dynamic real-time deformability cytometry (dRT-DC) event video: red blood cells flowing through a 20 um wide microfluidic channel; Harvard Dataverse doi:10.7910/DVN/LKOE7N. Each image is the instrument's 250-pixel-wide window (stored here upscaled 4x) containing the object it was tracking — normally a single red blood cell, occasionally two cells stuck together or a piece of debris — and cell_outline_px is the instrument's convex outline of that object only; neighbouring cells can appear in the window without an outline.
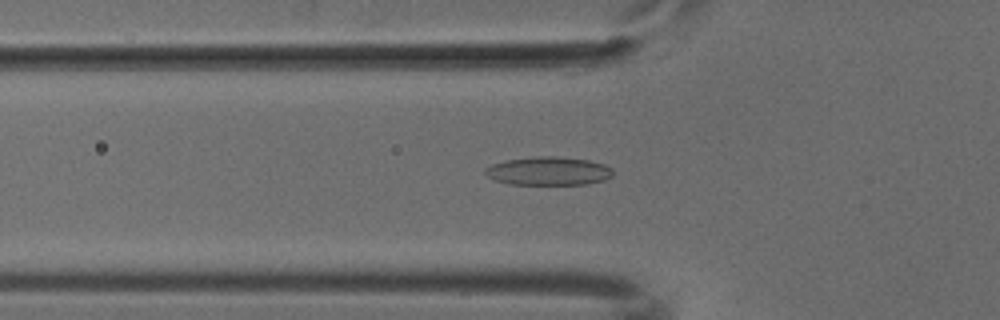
{"species": "common noctule bat (a hibernating species)", "species_latin": "Nyctalus noctula", "temperature_condition": "cold", "stored_images_in_passage": 51, "camera_frame_rate_fps": 3000, "um_per_image_px": 0.085, "animal": {"sex": "male", "body_mass_g": 18.8}, "frame": {"image": 1, "passage_image": 17, "time_ms": 5.333, "image_size_px": [1000, 320], "cell_outline_px": [[612, 176], [604, 180], [588, 184], [512, 184], [496, 180], [488, 176], [484, 172], [484, 168], [492, 164], [504, 160], [536, 156], [556, 156], [588, 160], [604, 164], [612, 168]], "centroid_in_image_um": [46.62, 14.53], "position_along_channel_um": 79.2, "area_um2": 21.15}}
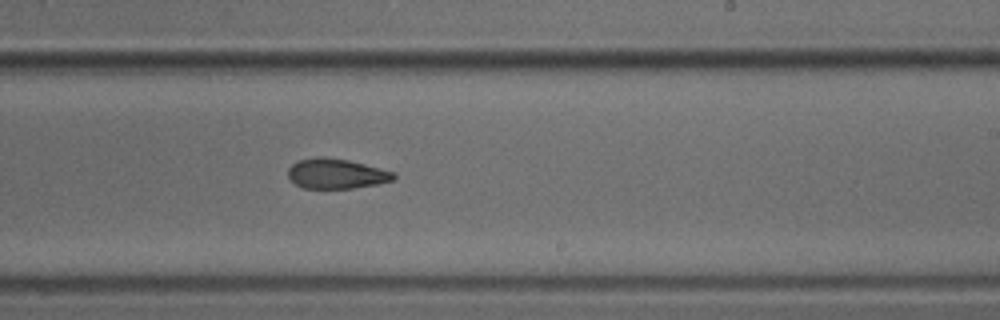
{"frame": {"image": 2, "passage_image": 31, "time_ms": 10.0, "image_size_px": [1000, 320], "cell_outline_px": [[396, 180], [376, 184], [352, 188], [304, 188], [296, 184], [288, 176], [288, 168], [292, 164], [300, 160], [316, 156], [324, 156], [348, 160], [396, 172]], "centroid_in_image_um": [28.61, 14.75], "position_along_channel_um": 260.4, "area_um2": 18.5}}
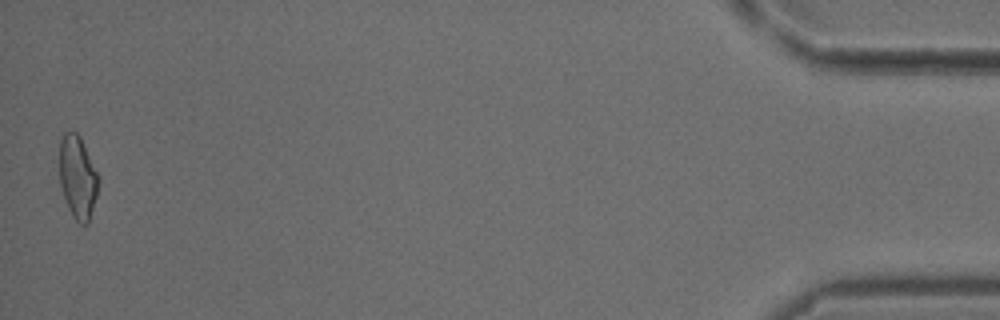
{"frame": {"image": 3, "passage_image": 51, "time_ms": 16.667, "image_size_px": [1000, 320], "cell_outline_px": [[100, 180], [96, 196], [88, 224], [80, 224], [72, 216], [68, 208], [60, 184], [60, 140], [64, 132], [76, 132], [80, 136], [100, 176]], "centroid_in_image_um": [6.62, 15.05], "position_along_channel_um": 428.6, "area_um2": 18.9}}